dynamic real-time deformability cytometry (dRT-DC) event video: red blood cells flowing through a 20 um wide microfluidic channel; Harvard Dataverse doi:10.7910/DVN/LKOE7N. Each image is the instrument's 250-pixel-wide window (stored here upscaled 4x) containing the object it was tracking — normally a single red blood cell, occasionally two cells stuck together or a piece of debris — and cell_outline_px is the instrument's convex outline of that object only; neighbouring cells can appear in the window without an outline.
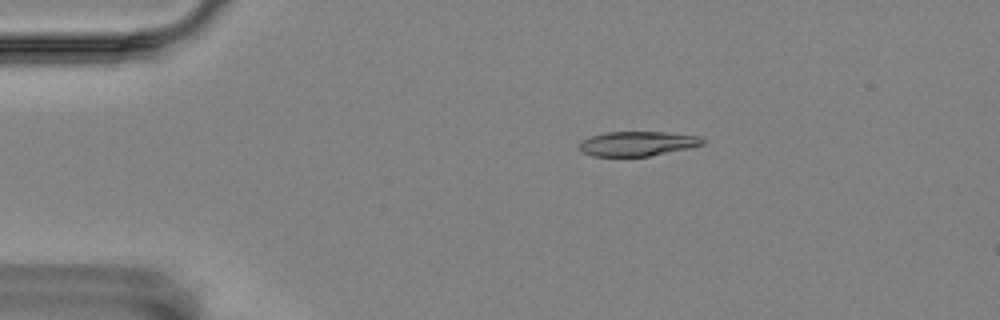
{"species": "Egyptian fruit bat (a non-hibernating species)", "species_latin": "Rousettus aegyptiacus", "temperature_condition": "room temperature", "stored_images_in_passage": 57, "camera_frame_rate_fps": 3000, "um_per_image_px": 0.085, "animal": {"sex": "female"}, "frame": {"image": 1, "passage_image": 11, "time_ms": 3.333, "image_size_px": [1000, 320], "cell_outline_px": [[704, 144], [688, 148], [648, 156], [592, 156], [584, 152], [580, 148], [580, 140], [604, 132], [664, 132], [700, 136], [704, 140]], "centroid_in_image_um": [54.18, 12.2], "position_along_channel_um": 30.8, "area_um2": 17.51}}
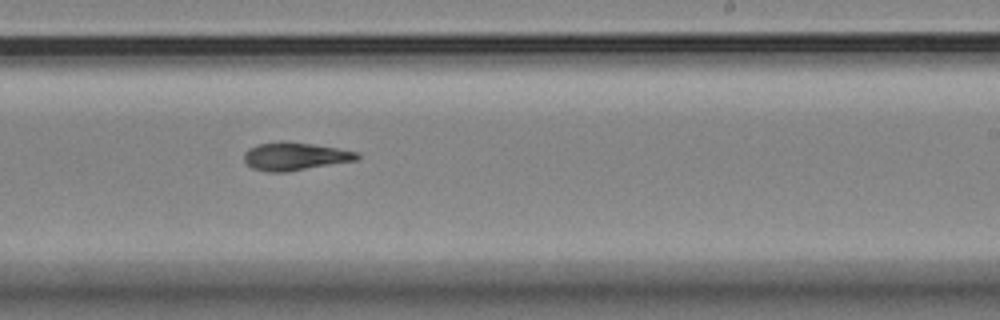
{"frame": {"image": 2, "passage_image": 35, "time_ms": 11.333, "image_size_px": [1000, 320], "cell_outline_px": [[360, 160], [288, 172], [268, 172], [252, 168], [244, 160], [244, 152], [248, 148], [256, 144], [280, 140], [284, 140], [312, 144], [360, 152]], "centroid_in_image_um": [25.09, 13.28], "position_along_channel_um": 263.9, "area_um2": 18.84}}
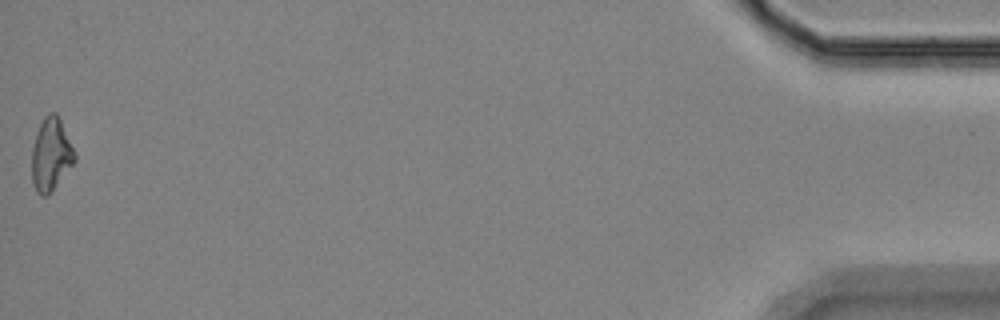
{"frame": {"image": 3, "passage_image": 57, "time_ms": 18.667, "image_size_px": [1000, 320], "cell_outline_px": [[76, 160], [52, 188], [44, 196], [40, 196], [36, 192], [32, 180], [32, 148], [40, 124], [44, 116], [48, 112], [56, 112], [60, 116], [76, 152]], "centroid_in_image_um": [4.34, 13.05], "position_along_channel_um": 430.9, "area_um2": 18.03}, "authors_computed_cell_mechanics": {"area_um2": 18.4382, "velocity_mm_per_s": 3.5348, "shape_relaxation_time_tau1_ms": 5.944, "shape_relaxation_time_tau2_ms": 5.6556, "deformation_change_tau1": 0.1566, "deformation_change_tau2": 0.1378}}